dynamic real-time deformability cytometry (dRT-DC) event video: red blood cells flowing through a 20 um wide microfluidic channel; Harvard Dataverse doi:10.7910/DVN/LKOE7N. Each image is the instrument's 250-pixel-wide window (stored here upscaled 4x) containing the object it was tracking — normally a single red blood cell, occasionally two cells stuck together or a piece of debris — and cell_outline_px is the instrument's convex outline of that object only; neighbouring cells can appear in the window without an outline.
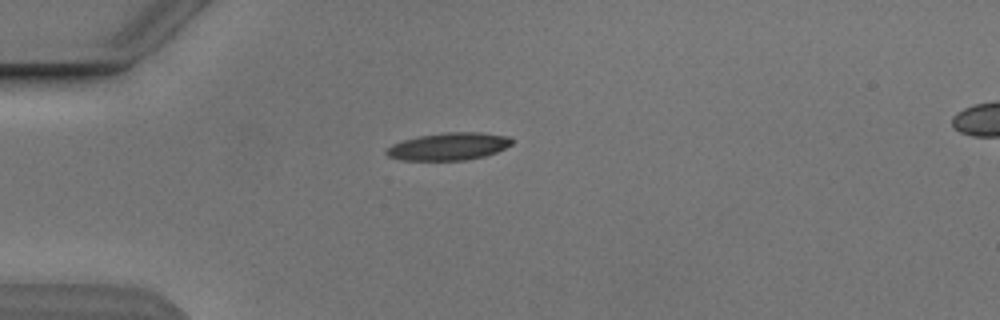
{"species": "Egyptian fruit bat (a non-hibernating species)", "species_latin": "Rousettus aegyptiacus", "temperature_condition": "cold", "stored_images_in_passage": 3, "camera_frame_rate_fps": 3000, "um_per_image_px": 0.085, "animal": {"sex": "male"}, "frame": {"image": 1, "passage_image": 1, "time_ms": 0.0, "image_size_px": [1000, 320], "cell_outline_px": [[512, 144], [496, 152], [484, 156], [464, 160], [404, 160], [388, 156], [384, 152], [392, 144], [404, 140], [420, 136], [448, 132], [480, 132], [512, 136]], "centroid_in_image_um": [38.17, 12.44], "position_along_channel_um": 46.8, "area_um2": 19.94}}
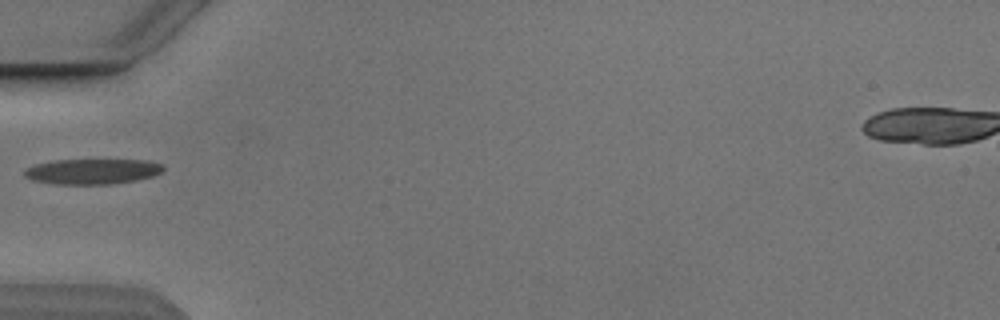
{"frame": {"image": 2, "passage_image": 2, "time_ms": 1.333, "image_size_px": [1000, 320], "cell_outline_px": [[164, 168], [160, 172], [152, 176], [136, 180], [112, 184], [56, 184], [32, 180], [24, 176], [24, 172], [28, 168], [36, 164], [52, 160], [148, 160], [164, 164]], "centroid_in_image_um": [7.86, 14.57], "position_along_channel_um": 77.1, "area_um2": 20.46}}
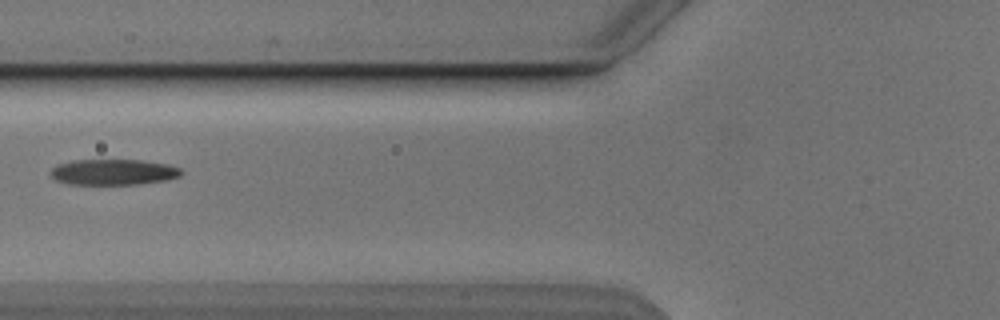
{"frame": {"image": 3, "passage_image": 3, "time_ms": 2.333, "image_size_px": [1000, 320], "cell_outline_px": [[184, 172], [180, 176], [168, 180], [136, 184], [68, 184], [56, 180], [48, 172], [56, 164], [72, 160], [144, 160], [168, 164], [180, 168]], "centroid_in_image_um": [9.64, 14.62], "position_along_channel_um": 116.2, "area_um2": 19.83}}